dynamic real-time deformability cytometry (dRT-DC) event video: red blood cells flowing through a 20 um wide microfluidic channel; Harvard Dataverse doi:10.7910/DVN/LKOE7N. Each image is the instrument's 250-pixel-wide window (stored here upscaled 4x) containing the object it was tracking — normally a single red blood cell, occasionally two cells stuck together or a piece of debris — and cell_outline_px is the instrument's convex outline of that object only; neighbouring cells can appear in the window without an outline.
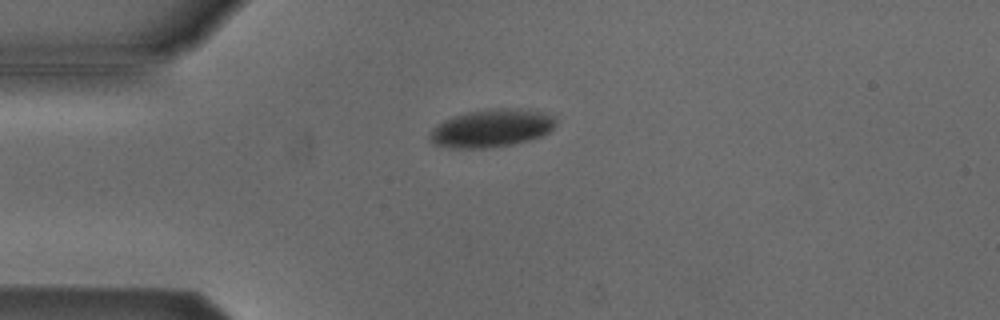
{"species": "Egyptian fruit bat (a non-hibernating species)", "species_latin": "Rousettus aegyptiacus", "temperature_condition": "cold", "stored_images_in_passage": 42, "camera_frame_rate_fps": 3000, "um_per_image_px": 0.085, "animal": {"sex": "male"}, "frame": {"image": 1, "passage_image": 2, "time_ms": 0.333, "image_size_px": [1000, 320], "cell_outline_px": [[556, 124], [548, 132], [540, 136], [512, 144], [484, 148], [452, 148], [432, 144], [428, 140], [428, 136], [432, 128], [444, 120], [468, 112], [496, 108], [532, 108], [556, 116]], "centroid_in_image_um": [41.79, 10.88], "position_along_channel_um": 43.2, "area_um2": 27.98}}
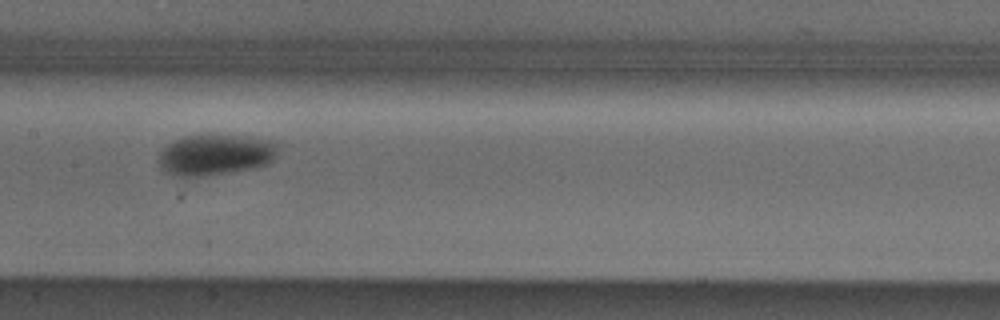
{"frame": {"image": 2, "passage_image": 15, "time_ms": 4.667, "image_size_px": [1000, 320], "cell_outline_px": [[280, 140], [276, 156], [268, 164], [256, 168], [232, 172], [204, 176], [176, 176], [160, 168], [160, 152], [172, 140], [184, 136], [208, 132], [248, 136]], "centroid_in_image_um": [18.39, 13.1], "position_along_channel_um": 189.0, "area_um2": 29.59}}
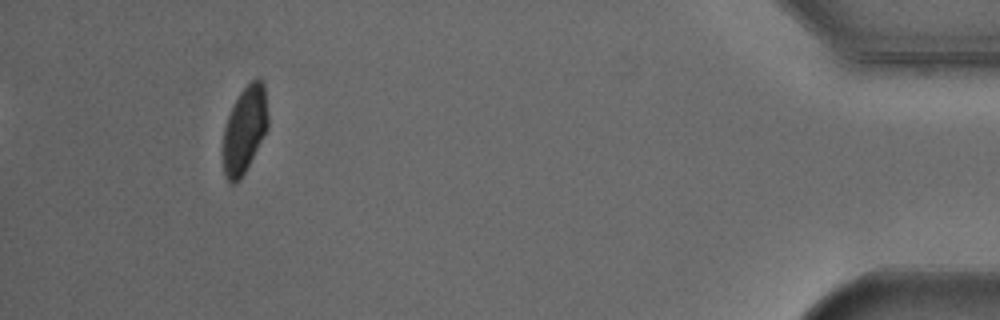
{"frame": {"image": 3, "passage_image": 38, "time_ms": 12.333, "image_size_px": [1000, 320], "cell_outline_px": [[268, 128], [240, 180], [236, 184], [228, 184], [224, 176], [224, 128], [228, 116], [240, 92], [256, 76], [260, 76], [264, 84], [268, 112]], "centroid_in_image_um": [20.81, 11.01], "position_along_channel_um": 414.4, "area_um2": 22.66}, "authors_computed_cell_mechanics": {"area_um2": 27.2238, "velocity_mm_per_s": 3.8539, "shape_relaxation_time_tau1_ms": 2.7084, "shape_relaxation_time_tau2_ms": null, "deformation_change_tau1": 0.0756, "deformation_change_tau2": null}}